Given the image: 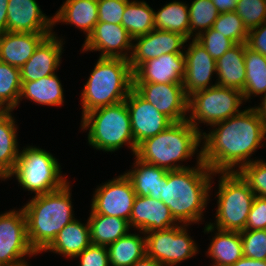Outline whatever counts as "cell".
<instances>
[{
	"label": "cell",
	"mask_w": 266,
	"mask_h": 266,
	"mask_svg": "<svg viewBox=\"0 0 266 266\" xmlns=\"http://www.w3.org/2000/svg\"><path fill=\"white\" fill-rule=\"evenodd\" d=\"M219 13L234 11L238 0H211Z\"/></svg>",
	"instance_id": "46"
},
{
	"label": "cell",
	"mask_w": 266,
	"mask_h": 266,
	"mask_svg": "<svg viewBox=\"0 0 266 266\" xmlns=\"http://www.w3.org/2000/svg\"><path fill=\"white\" fill-rule=\"evenodd\" d=\"M201 140V133L187 120L173 122L163 132L141 142L135 157L167 171L189 168L176 163L192 158Z\"/></svg>",
	"instance_id": "4"
},
{
	"label": "cell",
	"mask_w": 266,
	"mask_h": 266,
	"mask_svg": "<svg viewBox=\"0 0 266 266\" xmlns=\"http://www.w3.org/2000/svg\"><path fill=\"white\" fill-rule=\"evenodd\" d=\"M131 130L136 146L145 139L163 132L173 122L145 100L134 88L127 96Z\"/></svg>",
	"instance_id": "14"
},
{
	"label": "cell",
	"mask_w": 266,
	"mask_h": 266,
	"mask_svg": "<svg viewBox=\"0 0 266 266\" xmlns=\"http://www.w3.org/2000/svg\"><path fill=\"white\" fill-rule=\"evenodd\" d=\"M57 159L44 149L28 146L20 151L13 172L23 189L36 195L45 194L61 188L66 177L61 176V168Z\"/></svg>",
	"instance_id": "8"
},
{
	"label": "cell",
	"mask_w": 266,
	"mask_h": 266,
	"mask_svg": "<svg viewBox=\"0 0 266 266\" xmlns=\"http://www.w3.org/2000/svg\"><path fill=\"white\" fill-rule=\"evenodd\" d=\"M184 54H164L142 63L133 72V83L183 84Z\"/></svg>",
	"instance_id": "18"
},
{
	"label": "cell",
	"mask_w": 266,
	"mask_h": 266,
	"mask_svg": "<svg viewBox=\"0 0 266 266\" xmlns=\"http://www.w3.org/2000/svg\"><path fill=\"white\" fill-rule=\"evenodd\" d=\"M122 26L133 39L148 34L155 29L154 10L145 1H129L124 9Z\"/></svg>",
	"instance_id": "34"
},
{
	"label": "cell",
	"mask_w": 266,
	"mask_h": 266,
	"mask_svg": "<svg viewBox=\"0 0 266 266\" xmlns=\"http://www.w3.org/2000/svg\"><path fill=\"white\" fill-rule=\"evenodd\" d=\"M194 39L202 45L208 54L215 60L220 58L225 52L235 45L230 39L212 28L203 31Z\"/></svg>",
	"instance_id": "41"
},
{
	"label": "cell",
	"mask_w": 266,
	"mask_h": 266,
	"mask_svg": "<svg viewBox=\"0 0 266 266\" xmlns=\"http://www.w3.org/2000/svg\"><path fill=\"white\" fill-rule=\"evenodd\" d=\"M53 22L54 26L57 22L74 24L88 38L98 23V0H66L53 16Z\"/></svg>",
	"instance_id": "24"
},
{
	"label": "cell",
	"mask_w": 266,
	"mask_h": 266,
	"mask_svg": "<svg viewBox=\"0 0 266 266\" xmlns=\"http://www.w3.org/2000/svg\"><path fill=\"white\" fill-rule=\"evenodd\" d=\"M12 111L0 116V179H7L13 172L20 150L17 142V124Z\"/></svg>",
	"instance_id": "27"
},
{
	"label": "cell",
	"mask_w": 266,
	"mask_h": 266,
	"mask_svg": "<svg viewBox=\"0 0 266 266\" xmlns=\"http://www.w3.org/2000/svg\"><path fill=\"white\" fill-rule=\"evenodd\" d=\"M62 40L53 32L39 44L30 59L20 68L21 82L36 81L55 74L61 64Z\"/></svg>",
	"instance_id": "21"
},
{
	"label": "cell",
	"mask_w": 266,
	"mask_h": 266,
	"mask_svg": "<svg viewBox=\"0 0 266 266\" xmlns=\"http://www.w3.org/2000/svg\"><path fill=\"white\" fill-rule=\"evenodd\" d=\"M132 88L129 60L99 57L81 93L82 117L94 109L125 101Z\"/></svg>",
	"instance_id": "5"
},
{
	"label": "cell",
	"mask_w": 266,
	"mask_h": 266,
	"mask_svg": "<svg viewBox=\"0 0 266 266\" xmlns=\"http://www.w3.org/2000/svg\"><path fill=\"white\" fill-rule=\"evenodd\" d=\"M212 29L230 39L234 44L247 43L249 31L235 11L219 13Z\"/></svg>",
	"instance_id": "37"
},
{
	"label": "cell",
	"mask_w": 266,
	"mask_h": 266,
	"mask_svg": "<svg viewBox=\"0 0 266 266\" xmlns=\"http://www.w3.org/2000/svg\"><path fill=\"white\" fill-rule=\"evenodd\" d=\"M129 63L134 72L142 63L164 54H184L183 45L188 39L175 32L154 29L148 34L135 37Z\"/></svg>",
	"instance_id": "15"
},
{
	"label": "cell",
	"mask_w": 266,
	"mask_h": 266,
	"mask_svg": "<svg viewBox=\"0 0 266 266\" xmlns=\"http://www.w3.org/2000/svg\"><path fill=\"white\" fill-rule=\"evenodd\" d=\"M231 266H266V260H256L243 256Z\"/></svg>",
	"instance_id": "48"
},
{
	"label": "cell",
	"mask_w": 266,
	"mask_h": 266,
	"mask_svg": "<svg viewBox=\"0 0 266 266\" xmlns=\"http://www.w3.org/2000/svg\"><path fill=\"white\" fill-rule=\"evenodd\" d=\"M220 175L216 221L207 224L204 232L214 229L241 232L245 230L255 194L238 172H220Z\"/></svg>",
	"instance_id": "7"
},
{
	"label": "cell",
	"mask_w": 266,
	"mask_h": 266,
	"mask_svg": "<svg viewBox=\"0 0 266 266\" xmlns=\"http://www.w3.org/2000/svg\"><path fill=\"white\" fill-rule=\"evenodd\" d=\"M14 266H29V265H28L27 262L25 261V262H22V263H20V264L14 265Z\"/></svg>",
	"instance_id": "51"
},
{
	"label": "cell",
	"mask_w": 266,
	"mask_h": 266,
	"mask_svg": "<svg viewBox=\"0 0 266 266\" xmlns=\"http://www.w3.org/2000/svg\"><path fill=\"white\" fill-rule=\"evenodd\" d=\"M197 154V167L168 171L162 180L160 200L177 223L187 226L202 220L215 174L202 162L201 150Z\"/></svg>",
	"instance_id": "2"
},
{
	"label": "cell",
	"mask_w": 266,
	"mask_h": 266,
	"mask_svg": "<svg viewBox=\"0 0 266 266\" xmlns=\"http://www.w3.org/2000/svg\"><path fill=\"white\" fill-rule=\"evenodd\" d=\"M131 266H163V265L158 261H156L154 258L145 255L142 259L137 260Z\"/></svg>",
	"instance_id": "49"
},
{
	"label": "cell",
	"mask_w": 266,
	"mask_h": 266,
	"mask_svg": "<svg viewBox=\"0 0 266 266\" xmlns=\"http://www.w3.org/2000/svg\"><path fill=\"white\" fill-rule=\"evenodd\" d=\"M81 129L89 130L88 143L96 150L114 152L127 144L133 154L136 153L137 146L125 101L86 113L82 117Z\"/></svg>",
	"instance_id": "6"
},
{
	"label": "cell",
	"mask_w": 266,
	"mask_h": 266,
	"mask_svg": "<svg viewBox=\"0 0 266 266\" xmlns=\"http://www.w3.org/2000/svg\"><path fill=\"white\" fill-rule=\"evenodd\" d=\"M237 172L248 183L255 196L266 198V162L254 160Z\"/></svg>",
	"instance_id": "39"
},
{
	"label": "cell",
	"mask_w": 266,
	"mask_h": 266,
	"mask_svg": "<svg viewBox=\"0 0 266 266\" xmlns=\"http://www.w3.org/2000/svg\"><path fill=\"white\" fill-rule=\"evenodd\" d=\"M262 101L261 104L257 107H253L256 112L258 113V115L260 116V118L264 121V123L266 124V93L263 95L262 97Z\"/></svg>",
	"instance_id": "50"
},
{
	"label": "cell",
	"mask_w": 266,
	"mask_h": 266,
	"mask_svg": "<svg viewBox=\"0 0 266 266\" xmlns=\"http://www.w3.org/2000/svg\"><path fill=\"white\" fill-rule=\"evenodd\" d=\"M247 46L266 57V21L249 30Z\"/></svg>",
	"instance_id": "45"
},
{
	"label": "cell",
	"mask_w": 266,
	"mask_h": 266,
	"mask_svg": "<svg viewBox=\"0 0 266 266\" xmlns=\"http://www.w3.org/2000/svg\"><path fill=\"white\" fill-rule=\"evenodd\" d=\"M135 160L134 168L125 175L130 179L136 195L160 199L162 180L168 171L156 165L145 163L137 157Z\"/></svg>",
	"instance_id": "26"
},
{
	"label": "cell",
	"mask_w": 266,
	"mask_h": 266,
	"mask_svg": "<svg viewBox=\"0 0 266 266\" xmlns=\"http://www.w3.org/2000/svg\"><path fill=\"white\" fill-rule=\"evenodd\" d=\"M21 84L20 68L0 60V106L5 111L19 105Z\"/></svg>",
	"instance_id": "35"
},
{
	"label": "cell",
	"mask_w": 266,
	"mask_h": 266,
	"mask_svg": "<svg viewBox=\"0 0 266 266\" xmlns=\"http://www.w3.org/2000/svg\"><path fill=\"white\" fill-rule=\"evenodd\" d=\"M69 182L61 188L34 196L23 211L27 237L36 254L44 251L67 224L74 221Z\"/></svg>",
	"instance_id": "3"
},
{
	"label": "cell",
	"mask_w": 266,
	"mask_h": 266,
	"mask_svg": "<svg viewBox=\"0 0 266 266\" xmlns=\"http://www.w3.org/2000/svg\"><path fill=\"white\" fill-rule=\"evenodd\" d=\"M5 112V110L0 106V116Z\"/></svg>",
	"instance_id": "52"
},
{
	"label": "cell",
	"mask_w": 266,
	"mask_h": 266,
	"mask_svg": "<svg viewBox=\"0 0 266 266\" xmlns=\"http://www.w3.org/2000/svg\"><path fill=\"white\" fill-rule=\"evenodd\" d=\"M211 241L207 255L214 259L213 266H231L244 256L239 231L217 229Z\"/></svg>",
	"instance_id": "30"
},
{
	"label": "cell",
	"mask_w": 266,
	"mask_h": 266,
	"mask_svg": "<svg viewBox=\"0 0 266 266\" xmlns=\"http://www.w3.org/2000/svg\"><path fill=\"white\" fill-rule=\"evenodd\" d=\"M212 126L216 129L201 134V160L215 174L250 164L253 152L266 140V124L253 107Z\"/></svg>",
	"instance_id": "1"
},
{
	"label": "cell",
	"mask_w": 266,
	"mask_h": 266,
	"mask_svg": "<svg viewBox=\"0 0 266 266\" xmlns=\"http://www.w3.org/2000/svg\"><path fill=\"white\" fill-rule=\"evenodd\" d=\"M91 244L90 228L87 221L82 224L75 219L56 235L52 243L44 250L75 258Z\"/></svg>",
	"instance_id": "25"
},
{
	"label": "cell",
	"mask_w": 266,
	"mask_h": 266,
	"mask_svg": "<svg viewBox=\"0 0 266 266\" xmlns=\"http://www.w3.org/2000/svg\"><path fill=\"white\" fill-rule=\"evenodd\" d=\"M75 258L80 259L79 266H110L108 250L105 246L90 244Z\"/></svg>",
	"instance_id": "43"
},
{
	"label": "cell",
	"mask_w": 266,
	"mask_h": 266,
	"mask_svg": "<svg viewBox=\"0 0 266 266\" xmlns=\"http://www.w3.org/2000/svg\"><path fill=\"white\" fill-rule=\"evenodd\" d=\"M266 229V198L255 196L248 214L245 230Z\"/></svg>",
	"instance_id": "44"
},
{
	"label": "cell",
	"mask_w": 266,
	"mask_h": 266,
	"mask_svg": "<svg viewBox=\"0 0 266 266\" xmlns=\"http://www.w3.org/2000/svg\"><path fill=\"white\" fill-rule=\"evenodd\" d=\"M52 33L9 32L0 34V60L21 68L39 44Z\"/></svg>",
	"instance_id": "22"
},
{
	"label": "cell",
	"mask_w": 266,
	"mask_h": 266,
	"mask_svg": "<svg viewBox=\"0 0 266 266\" xmlns=\"http://www.w3.org/2000/svg\"><path fill=\"white\" fill-rule=\"evenodd\" d=\"M132 41L133 38L121 24L98 22L92 33L85 39L82 51H101L99 57L129 60Z\"/></svg>",
	"instance_id": "16"
},
{
	"label": "cell",
	"mask_w": 266,
	"mask_h": 266,
	"mask_svg": "<svg viewBox=\"0 0 266 266\" xmlns=\"http://www.w3.org/2000/svg\"><path fill=\"white\" fill-rule=\"evenodd\" d=\"M91 244L108 247L129 232V222L123 218L91 213L88 218Z\"/></svg>",
	"instance_id": "29"
},
{
	"label": "cell",
	"mask_w": 266,
	"mask_h": 266,
	"mask_svg": "<svg viewBox=\"0 0 266 266\" xmlns=\"http://www.w3.org/2000/svg\"><path fill=\"white\" fill-rule=\"evenodd\" d=\"M9 0H0V34L7 31V9Z\"/></svg>",
	"instance_id": "47"
},
{
	"label": "cell",
	"mask_w": 266,
	"mask_h": 266,
	"mask_svg": "<svg viewBox=\"0 0 266 266\" xmlns=\"http://www.w3.org/2000/svg\"><path fill=\"white\" fill-rule=\"evenodd\" d=\"M37 255L29 244L23 209L0 215V266L25 262V256Z\"/></svg>",
	"instance_id": "11"
},
{
	"label": "cell",
	"mask_w": 266,
	"mask_h": 266,
	"mask_svg": "<svg viewBox=\"0 0 266 266\" xmlns=\"http://www.w3.org/2000/svg\"><path fill=\"white\" fill-rule=\"evenodd\" d=\"M244 257L266 260V229L240 232Z\"/></svg>",
	"instance_id": "40"
},
{
	"label": "cell",
	"mask_w": 266,
	"mask_h": 266,
	"mask_svg": "<svg viewBox=\"0 0 266 266\" xmlns=\"http://www.w3.org/2000/svg\"><path fill=\"white\" fill-rule=\"evenodd\" d=\"M190 20V38H195L212 28L213 23L218 18L219 12L211 0H194L188 4ZM198 31V32H197ZM194 32H197L196 34ZM194 33V34H193Z\"/></svg>",
	"instance_id": "36"
},
{
	"label": "cell",
	"mask_w": 266,
	"mask_h": 266,
	"mask_svg": "<svg viewBox=\"0 0 266 266\" xmlns=\"http://www.w3.org/2000/svg\"><path fill=\"white\" fill-rule=\"evenodd\" d=\"M218 81L221 87L234 88L243 91L245 85V44H235L216 60Z\"/></svg>",
	"instance_id": "23"
},
{
	"label": "cell",
	"mask_w": 266,
	"mask_h": 266,
	"mask_svg": "<svg viewBox=\"0 0 266 266\" xmlns=\"http://www.w3.org/2000/svg\"><path fill=\"white\" fill-rule=\"evenodd\" d=\"M136 196L130 179L124 173L98 186L92 198L91 213L123 218L129 222Z\"/></svg>",
	"instance_id": "12"
},
{
	"label": "cell",
	"mask_w": 266,
	"mask_h": 266,
	"mask_svg": "<svg viewBox=\"0 0 266 266\" xmlns=\"http://www.w3.org/2000/svg\"><path fill=\"white\" fill-rule=\"evenodd\" d=\"M7 31L53 33V18L43 14L35 0H9Z\"/></svg>",
	"instance_id": "19"
},
{
	"label": "cell",
	"mask_w": 266,
	"mask_h": 266,
	"mask_svg": "<svg viewBox=\"0 0 266 266\" xmlns=\"http://www.w3.org/2000/svg\"><path fill=\"white\" fill-rule=\"evenodd\" d=\"M154 25L157 30L179 33L190 39L188 4L173 1L154 11Z\"/></svg>",
	"instance_id": "32"
},
{
	"label": "cell",
	"mask_w": 266,
	"mask_h": 266,
	"mask_svg": "<svg viewBox=\"0 0 266 266\" xmlns=\"http://www.w3.org/2000/svg\"><path fill=\"white\" fill-rule=\"evenodd\" d=\"M63 88L56 74L36 81L22 82L19 103L22 98L37 104L61 106L63 104Z\"/></svg>",
	"instance_id": "28"
},
{
	"label": "cell",
	"mask_w": 266,
	"mask_h": 266,
	"mask_svg": "<svg viewBox=\"0 0 266 266\" xmlns=\"http://www.w3.org/2000/svg\"><path fill=\"white\" fill-rule=\"evenodd\" d=\"M110 266H131L146 255V237L127 233L107 247Z\"/></svg>",
	"instance_id": "31"
},
{
	"label": "cell",
	"mask_w": 266,
	"mask_h": 266,
	"mask_svg": "<svg viewBox=\"0 0 266 266\" xmlns=\"http://www.w3.org/2000/svg\"><path fill=\"white\" fill-rule=\"evenodd\" d=\"M185 226L180 224L166 230L146 232V255L163 266H175L196 255L198 247Z\"/></svg>",
	"instance_id": "10"
},
{
	"label": "cell",
	"mask_w": 266,
	"mask_h": 266,
	"mask_svg": "<svg viewBox=\"0 0 266 266\" xmlns=\"http://www.w3.org/2000/svg\"><path fill=\"white\" fill-rule=\"evenodd\" d=\"M243 100L242 92L234 88L216 85L197 91L189 96L188 111L191 114L187 121L202 134L198 127L200 122L212 127L218 122L239 114L241 112L239 107Z\"/></svg>",
	"instance_id": "9"
},
{
	"label": "cell",
	"mask_w": 266,
	"mask_h": 266,
	"mask_svg": "<svg viewBox=\"0 0 266 266\" xmlns=\"http://www.w3.org/2000/svg\"><path fill=\"white\" fill-rule=\"evenodd\" d=\"M245 85L242 91L244 101L252 95L266 93V57L245 43Z\"/></svg>",
	"instance_id": "33"
},
{
	"label": "cell",
	"mask_w": 266,
	"mask_h": 266,
	"mask_svg": "<svg viewBox=\"0 0 266 266\" xmlns=\"http://www.w3.org/2000/svg\"><path fill=\"white\" fill-rule=\"evenodd\" d=\"M130 0H98V22L121 24L124 9Z\"/></svg>",
	"instance_id": "42"
},
{
	"label": "cell",
	"mask_w": 266,
	"mask_h": 266,
	"mask_svg": "<svg viewBox=\"0 0 266 266\" xmlns=\"http://www.w3.org/2000/svg\"><path fill=\"white\" fill-rule=\"evenodd\" d=\"M184 56L186 68L183 88L188 97L197 91L217 85H209L212 75L217 74L216 60L194 38Z\"/></svg>",
	"instance_id": "17"
},
{
	"label": "cell",
	"mask_w": 266,
	"mask_h": 266,
	"mask_svg": "<svg viewBox=\"0 0 266 266\" xmlns=\"http://www.w3.org/2000/svg\"><path fill=\"white\" fill-rule=\"evenodd\" d=\"M234 11L249 31L266 21V0H238Z\"/></svg>",
	"instance_id": "38"
},
{
	"label": "cell",
	"mask_w": 266,
	"mask_h": 266,
	"mask_svg": "<svg viewBox=\"0 0 266 266\" xmlns=\"http://www.w3.org/2000/svg\"><path fill=\"white\" fill-rule=\"evenodd\" d=\"M133 88L172 122L187 120L189 97L183 84L133 83Z\"/></svg>",
	"instance_id": "13"
},
{
	"label": "cell",
	"mask_w": 266,
	"mask_h": 266,
	"mask_svg": "<svg viewBox=\"0 0 266 266\" xmlns=\"http://www.w3.org/2000/svg\"><path fill=\"white\" fill-rule=\"evenodd\" d=\"M177 225L179 223L176 224L169 208L160 199L136 196L129 219L130 227H135L141 234H145Z\"/></svg>",
	"instance_id": "20"
}]
</instances>
